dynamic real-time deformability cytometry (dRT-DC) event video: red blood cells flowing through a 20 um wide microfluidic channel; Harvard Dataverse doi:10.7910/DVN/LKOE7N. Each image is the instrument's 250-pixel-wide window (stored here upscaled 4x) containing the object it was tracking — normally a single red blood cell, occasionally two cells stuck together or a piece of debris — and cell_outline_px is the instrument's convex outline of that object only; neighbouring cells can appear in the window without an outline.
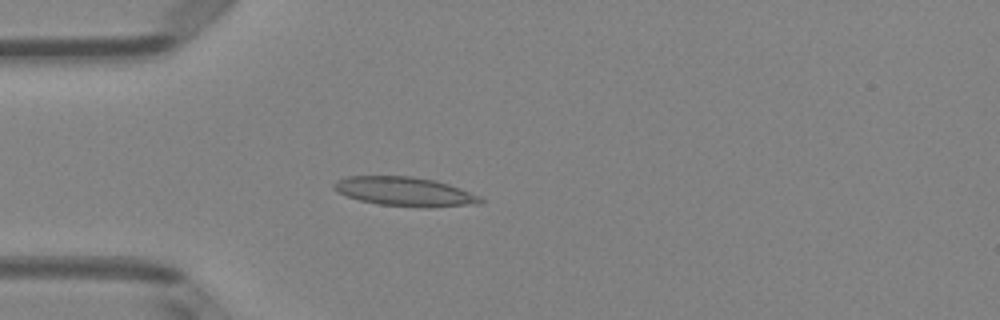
{"species": "Egyptian fruit bat (a non-hibernating species)", "species_latin": "Rousettus aegyptiacus", "temperature_condition": "room temperature", "stored_images_in_passage": 50, "camera_frame_rate_fps": 3000, "um_per_image_px": 0.085, "animal": {"sex": "female"}, "frame": {"image": 1, "passage_image": 14, "time_ms": 4.333, "image_size_px": [1000, 320], "cell_outline_px": [[484, 200], [480, 204], [380, 204], [360, 200], [336, 192], [332, 188], [332, 184], [336, 180], [348, 176], [412, 176], [436, 180], [460, 188], [480, 196]], "centroid_in_image_um": [34.29, 16.21], "position_along_channel_um": 50.7, "area_um2": 23.58}}
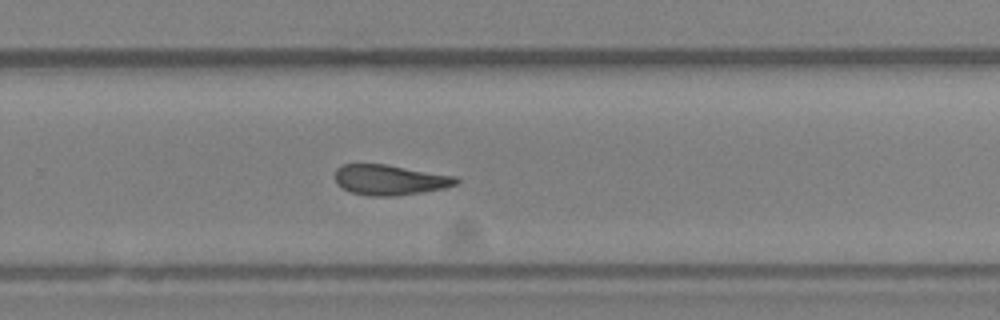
{"frame": {"image": 2, "passage_image": 33, "time_ms": 10.667, "image_size_px": [1000, 320], "cell_outline_px": [[460, 180], [456, 184], [444, 188], [396, 196], [368, 196], [352, 192], [336, 184], [336, 168], [344, 164], [384, 164], [456, 176]], "centroid_in_image_um": [33.13, 15.29], "position_along_channel_um": 296.7, "area_um2": 21.21}}
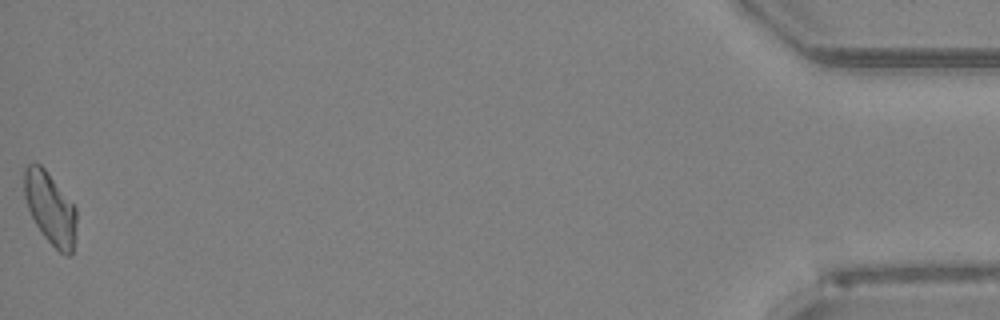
{"frame": {"image": 3, "passage_image": 50, "time_ms": 16.333, "image_size_px": [1000, 320], "cell_outline_px": [[76, 220], [72, 252], [68, 256], [64, 256], [44, 236], [36, 224], [28, 208], [24, 196], [24, 168], [28, 164], [40, 164], [44, 168], [76, 208]], "centroid_in_image_um": [4.25, 17.7], "position_along_channel_um": 430.9, "area_um2": 21.44}, "authors_computed_cell_mechanics": {"area_um2": 22.3397, "velocity_mm_per_s": 4.0704, "shape_relaxation_time_tau1_ms": null, "shape_relaxation_time_tau2_ms": 2.8496, "deformation_change_tau1": null, "deformation_change_tau2": 0.0917}}